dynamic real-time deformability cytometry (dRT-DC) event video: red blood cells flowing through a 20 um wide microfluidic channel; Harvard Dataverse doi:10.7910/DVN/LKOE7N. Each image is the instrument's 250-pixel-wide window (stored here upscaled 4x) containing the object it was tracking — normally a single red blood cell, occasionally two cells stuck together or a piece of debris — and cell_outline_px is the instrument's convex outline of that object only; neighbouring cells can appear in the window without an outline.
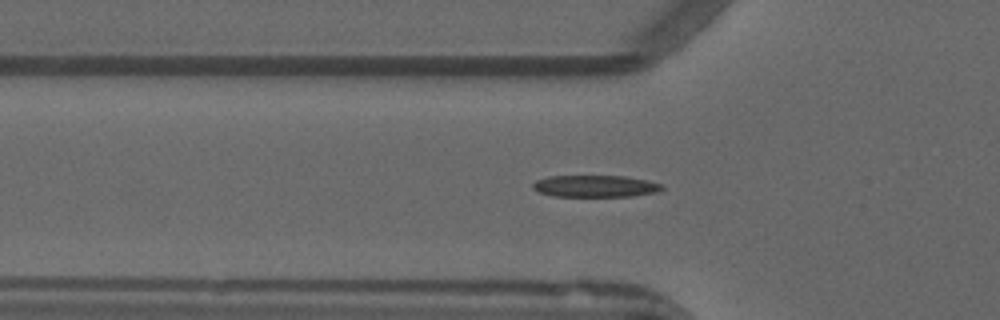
{"species": "common noctule bat (a hibernating species)", "species_latin": "Nyctalus noctula", "temperature_condition": "warm", "stored_images_in_passage": 52, "camera_frame_rate_fps": 3000, "um_per_image_px": 0.085, "animal": {"sex": "male", "forearm_length_mm": 52.5}, "frame": {"image": 1, "passage_image": 17, "time_ms": 5.333, "image_size_px": [1000, 320], "cell_outline_px": [[664, 188], [656, 192], [632, 196], [552, 196], [540, 192], [532, 188], [532, 184], [536, 180], [548, 176], [624, 176], [664, 184]], "centroid_in_image_um": [50.58, 15.82], "position_along_channel_um": 75.2, "area_um2": 16.36}}
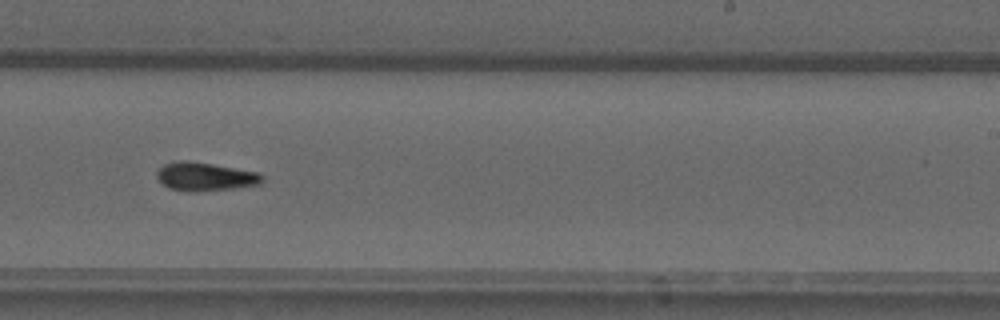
{"frame": {"image": 2, "passage_image": 32, "time_ms": 10.333, "image_size_px": [1000, 320], "cell_outline_px": [[264, 180], [260, 184], [232, 188], [196, 192], [188, 192], [168, 188], [156, 176], [156, 172], [164, 164], [176, 160], [188, 160], [212, 164], [256, 172], [264, 176]], "centroid_in_image_um": [17.41, 15.01], "position_along_channel_um": 271.6, "area_um2": 17.46}}
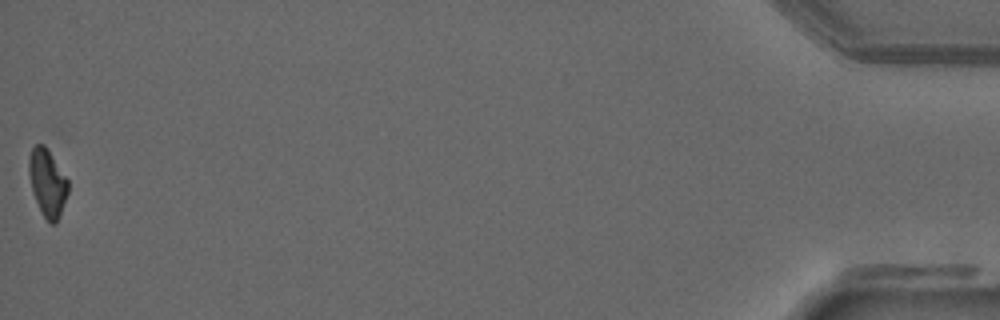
{"frame": {"image": 3, "passage_image": 52, "time_ms": 17.0, "image_size_px": [1000, 320], "cell_outline_px": [[68, 192], [56, 224], [52, 224], [44, 216], [32, 192], [28, 172], [28, 160], [32, 148], [36, 144], [44, 144], [48, 148], [68, 180]], "centroid_in_image_um": [4.02, 15.49], "position_along_channel_um": 431.2, "area_um2": 15.26}}